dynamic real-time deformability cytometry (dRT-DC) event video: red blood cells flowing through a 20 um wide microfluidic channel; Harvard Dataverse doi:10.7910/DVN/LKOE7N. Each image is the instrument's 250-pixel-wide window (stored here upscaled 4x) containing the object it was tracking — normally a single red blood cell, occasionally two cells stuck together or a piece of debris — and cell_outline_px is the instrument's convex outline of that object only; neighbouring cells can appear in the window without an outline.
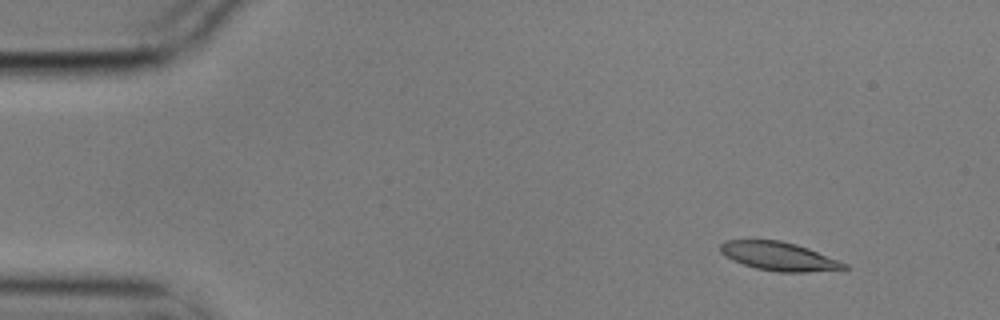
{"species": "common noctule bat (a hibernating species)", "species_latin": "Nyctalus noctula", "temperature_condition": "cold", "stored_images_in_passage": 5, "segment_of_instrument_passage": [1, 2], "camera_frame_rate_fps": 3000, "um_per_image_px": 0.085, "animal": {"sex": "male", "body_mass_g": 17.9}, "frame": {"image": 1, "passage_image": 2, "time_ms": 0.333, "image_size_px": [1000, 320], "cell_outline_px": [[848, 268], [804, 272], [780, 272], [756, 268], [732, 260], [720, 252], [720, 244], [724, 240], [780, 240], [796, 244], [808, 248], [848, 264]], "centroid_in_image_um": [66.18, 21.77], "position_along_channel_um": 18.8, "area_um2": 20.4}}